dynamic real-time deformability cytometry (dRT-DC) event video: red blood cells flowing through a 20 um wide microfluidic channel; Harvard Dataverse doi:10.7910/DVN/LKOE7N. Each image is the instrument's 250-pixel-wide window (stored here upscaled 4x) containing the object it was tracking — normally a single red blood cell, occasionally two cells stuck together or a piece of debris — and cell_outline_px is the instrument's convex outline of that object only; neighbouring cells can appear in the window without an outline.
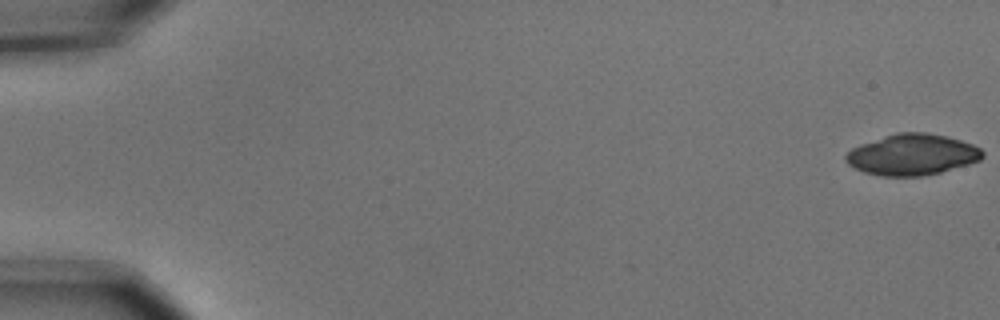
{"species": "common noctule bat (a hibernating species)", "species_latin": "Nyctalus noctula", "temperature_condition": "cold", "stored_images_in_passage": 5, "camera_frame_rate_fps": 3000, "um_per_image_px": 0.085, "animal": {"sex": "male", "body_mass_g": 15.6}, "frame": {"image": 1, "passage_image": 1, "time_ms": 0.0, "image_size_px": [1000, 320], "cell_outline_px": [[984, 156], [980, 160], [968, 164], [940, 172], [920, 176], [880, 176], [864, 172], [848, 164], [844, 160], [844, 156], [852, 148], [860, 144], [896, 132], [928, 132], [948, 136], [972, 144], [980, 148], [984, 152]], "centroid_in_image_um": [77.53, 13.13], "position_along_channel_um": 7.5, "area_um2": 32.77}}